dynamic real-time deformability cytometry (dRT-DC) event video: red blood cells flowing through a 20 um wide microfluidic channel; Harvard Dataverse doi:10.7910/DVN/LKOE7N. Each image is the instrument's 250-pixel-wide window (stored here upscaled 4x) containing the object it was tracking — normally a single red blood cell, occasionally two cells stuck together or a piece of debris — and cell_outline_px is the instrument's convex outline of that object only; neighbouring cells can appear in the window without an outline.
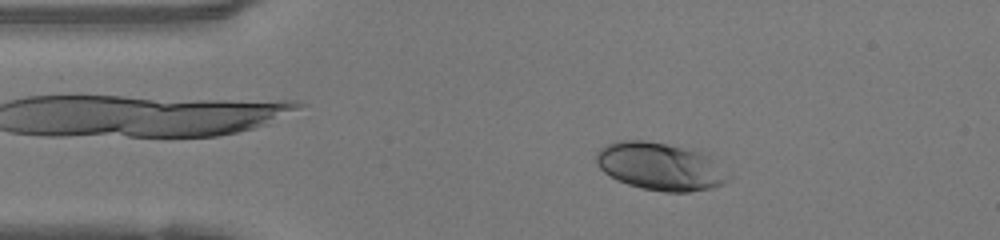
{"species": "human", "species_latin": "Homo sapiens", "temperature_condition": "warm", "stored_images_in_passage": 46, "camera_frame_rate_fps": 3000, "um_per_image_px": 0.085, "donor": {"sex": "female"}, "frame": {"image": 1, "passage_image": 7, "time_ms": 2.0, "image_size_px": [1000, 240], "cell_outline_px": [[732, 176], [724, 184], [712, 188], [688, 192], [664, 192], [644, 188], [628, 184], [604, 172], [596, 164], [596, 152], [600, 148], [608, 144], [620, 140], [644, 140], [708, 152], [716, 156]], "centroid_in_image_um": [56.24, 14.13], "position_along_channel_um": 28.8, "area_um2": 37.34}}
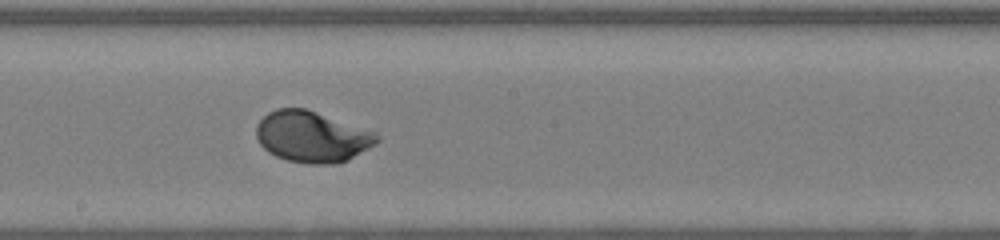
{"frame": {"image": 2, "passage_image": 24, "time_ms": 7.667, "image_size_px": [1000, 240], "cell_outline_px": [[380, 140], [376, 144], [348, 160], [332, 164], [308, 164], [288, 160], [276, 156], [268, 152], [260, 144], [256, 136], [256, 124], [268, 112], [276, 108], [304, 108], [316, 112], [372, 132], [380, 136]], "centroid_in_image_um": [26.48, 11.63], "position_along_channel_um": 221.7, "area_um2": 35.55}}
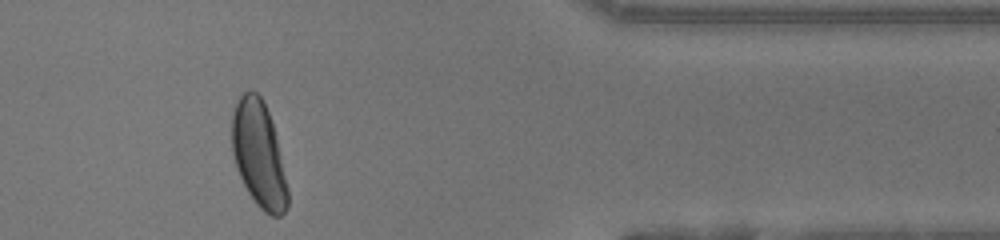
{"frame": {"image": 3, "passage_image": 38, "time_ms": 12.333, "image_size_px": [1000, 240], "cell_outline_px": [[288, 204], [284, 212], [280, 216], [272, 216], [264, 212], [256, 204], [248, 192], [236, 168], [232, 152], [232, 112], [240, 96], [248, 88], [252, 88], [264, 100], [272, 124], [288, 188]], "centroid_in_image_um": [21.97, 13.11], "position_along_channel_um": 389.4, "area_um2": 34.22}, "authors_computed_cell_mechanics": {"area_um2": 35.547, "velocity_mm_per_s": 4.1919, "shape_relaxation_time_tau1_ms": 2.5978, "shape_relaxation_time_tau2_ms": null, "deformation_change_tau1": 0.1706, "deformation_change_tau2": null}}